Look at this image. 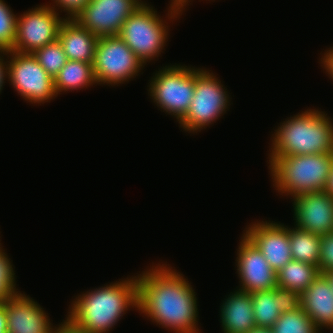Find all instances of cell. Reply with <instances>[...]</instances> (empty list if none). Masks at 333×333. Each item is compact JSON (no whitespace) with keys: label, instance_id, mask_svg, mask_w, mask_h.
Instances as JSON below:
<instances>
[{"label":"cell","instance_id":"obj_1","mask_svg":"<svg viewBox=\"0 0 333 333\" xmlns=\"http://www.w3.org/2000/svg\"><path fill=\"white\" fill-rule=\"evenodd\" d=\"M157 264L137 274V311L173 333H201L195 289L169 264Z\"/></svg>","mask_w":333,"mask_h":333},{"label":"cell","instance_id":"obj_2","mask_svg":"<svg viewBox=\"0 0 333 333\" xmlns=\"http://www.w3.org/2000/svg\"><path fill=\"white\" fill-rule=\"evenodd\" d=\"M120 280L77 295L66 319L85 333H109L130 308H138L137 276Z\"/></svg>","mask_w":333,"mask_h":333},{"label":"cell","instance_id":"obj_3","mask_svg":"<svg viewBox=\"0 0 333 333\" xmlns=\"http://www.w3.org/2000/svg\"><path fill=\"white\" fill-rule=\"evenodd\" d=\"M333 120L319 109L285 119L271 138L269 162L275 156L333 153Z\"/></svg>","mask_w":333,"mask_h":333},{"label":"cell","instance_id":"obj_4","mask_svg":"<svg viewBox=\"0 0 333 333\" xmlns=\"http://www.w3.org/2000/svg\"><path fill=\"white\" fill-rule=\"evenodd\" d=\"M333 153L275 156L269 164L273 187L291 196L324 191L330 175Z\"/></svg>","mask_w":333,"mask_h":333},{"label":"cell","instance_id":"obj_5","mask_svg":"<svg viewBox=\"0 0 333 333\" xmlns=\"http://www.w3.org/2000/svg\"><path fill=\"white\" fill-rule=\"evenodd\" d=\"M168 27L155 8L144 2L125 20L118 35L145 66L165 49Z\"/></svg>","mask_w":333,"mask_h":333},{"label":"cell","instance_id":"obj_6","mask_svg":"<svg viewBox=\"0 0 333 333\" xmlns=\"http://www.w3.org/2000/svg\"><path fill=\"white\" fill-rule=\"evenodd\" d=\"M211 70L195 68V91L185 116L179 121L183 131L200 132L214 124L230 106L227 89ZM224 86V87H223Z\"/></svg>","mask_w":333,"mask_h":333},{"label":"cell","instance_id":"obj_7","mask_svg":"<svg viewBox=\"0 0 333 333\" xmlns=\"http://www.w3.org/2000/svg\"><path fill=\"white\" fill-rule=\"evenodd\" d=\"M148 83L153 103L179 122L186 114L195 91V67L166 65Z\"/></svg>","mask_w":333,"mask_h":333},{"label":"cell","instance_id":"obj_8","mask_svg":"<svg viewBox=\"0 0 333 333\" xmlns=\"http://www.w3.org/2000/svg\"><path fill=\"white\" fill-rule=\"evenodd\" d=\"M144 64L119 35L98 38L93 69L97 84L115 86L131 81Z\"/></svg>","mask_w":333,"mask_h":333},{"label":"cell","instance_id":"obj_9","mask_svg":"<svg viewBox=\"0 0 333 333\" xmlns=\"http://www.w3.org/2000/svg\"><path fill=\"white\" fill-rule=\"evenodd\" d=\"M7 81L22 98L31 104H44L55 99L54 79L32 53L8 51Z\"/></svg>","mask_w":333,"mask_h":333},{"label":"cell","instance_id":"obj_10","mask_svg":"<svg viewBox=\"0 0 333 333\" xmlns=\"http://www.w3.org/2000/svg\"><path fill=\"white\" fill-rule=\"evenodd\" d=\"M49 4L37 5L17 15L16 37L12 50L19 53H34L37 49L58 40L65 18L60 17Z\"/></svg>","mask_w":333,"mask_h":333},{"label":"cell","instance_id":"obj_11","mask_svg":"<svg viewBox=\"0 0 333 333\" xmlns=\"http://www.w3.org/2000/svg\"><path fill=\"white\" fill-rule=\"evenodd\" d=\"M144 2L142 0H90L74 20L98 38L118 35L125 20Z\"/></svg>","mask_w":333,"mask_h":333},{"label":"cell","instance_id":"obj_12","mask_svg":"<svg viewBox=\"0 0 333 333\" xmlns=\"http://www.w3.org/2000/svg\"><path fill=\"white\" fill-rule=\"evenodd\" d=\"M240 240L235 260L240 286L236 288L248 293L274 289L277 286L276 272L244 234Z\"/></svg>","mask_w":333,"mask_h":333},{"label":"cell","instance_id":"obj_13","mask_svg":"<svg viewBox=\"0 0 333 333\" xmlns=\"http://www.w3.org/2000/svg\"><path fill=\"white\" fill-rule=\"evenodd\" d=\"M243 234L260 250L276 273L292 260L288 226L257 220L249 223Z\"/></svg>","mask_w":333,"mask_h":333},{"label":"cell","instance_id":"obj_14","mask_svg":"<svg viewBox=\"0 0 333 333\" xmlns=\"http://www.w3.org/2000/svg\"><path fill=\"white\" fill-rule=\"evenodd\" d=\"M295 226L320 236L333 232V197L325 191L291 198Z\"/></svg>","mask_w":333,"mask_h":333},{"label":"cell","instance_id":"obj_15","mask_svg":"<svg viewBox=\"0 0 333 333\" xmlns=\"http://www.w3.org/2000/svg\"><path fill=\"white\" fill-rule=\"evenodd\" d=\"M6 311V333H53L48 313L24 292L2 304Z\"/></svg>","mask_w":333,"mask_h":333},{"label":"cell","instance_id":"obj_16","mask_svg":"<svg viewBox=\"0 0 333 333\" xmlns=\"http://www.w3.org/2000/svg\"><path fill=\"white\" fill-rule=\"evenodd\" d=\"M250 294L256 326L271 328L282 313L291 312L300 307V295L279 286L272 290Z\"/></svg>","mask_w":333,"mask_h":333},{"label":"cell","instance_id":"obj_17","mask_svg":"<svg viewBox=\"0 0 333 333\" xmlns=\"http://www.w3.org/2000/svg\"><path fill=\"white\" fill-rule=\"evenodd\" d=\"M300 300V306L320 331L333 330V290L326 274L319 273Z\"/></svg>","mask_w":333,"mask_h":333},{"label":"cell","instance_id":"obj_18","mask_svg":"<svg viewBox=\"0 0 333 333\" xmlns=\"http://www.w3.org/2000/svg\"><path fill=\"white\" fill-rule=\"evenodd\" d=\"M225 297L219 314L223 333H247L254 328L251 294L236 289Z\"/></svg>","mask_w":333,"mask_h":333},{"label":"cell","instance_id":"obj_19","mask_svg":"<svg viewBox=\"0 0 333 333\" xmlns=\"http://www.w3.org/2000/svg\"><path fill=\"white\" fill-rule=\"evenodd\" d=\"M58 41L68 60L93 63L98 37L81 27L75 20H64L59 30Z\"/></svg>","mask_w":333,"mask_h":333},{"label":"cell","instance_id":"obj_20","mask_svg":"<svg viewBox=\"0 0 333 333\" xmlns=\"http://www.w3.org/2000/svg\"><path fill=\"white\" fill-rule=\"evenodd\" d=\"M97 85L94 75L93 63L68 60L65 66L54 78V89L58 94L72 90L88 88Z\"/></svg>","mask_w":333,"mask_h":333},{"label":"cell","instance_id":"obj_21","mask_svg":"<svg viewBox=\"0 0 333 333\" xmlns=\"http://www.w3.org/2000/svg\"><path fill=\"white\" fill-rule=\"evenodd\" d=\"M319 273V268L315 265L291 260L276 273L277 286L301 295Z\"/></svg>","mask_w":333,"mask_h":333},{"label":"cell","instance_id":"obj_22","mask_svg":"<svg viewBox=\"0 0 333 333\" xmlns=\"http://www.w3.org/2000/svg\"><path fill=\"white\" fill-rule=\"evenodd\" d=\"M289 242L292 260L309 263L318 267L321 236L294 226L289 228Z\"/></svg>","mask_w":333,"mask_h":333},{"label":"cell","instance_id":"obj_23","mask_svg":"<svg viewBox=\"0 0 333 333\" xmlns=\"http://www.w3.org/2000/svg\"><path fill=\"white\" fill-rule=\"evenodd\" d=\"M271 328L273 333H322L301 306L282 313Z\"/></svg>","mask_w":333,"mask_h":333},{"label":"cell","instance_id":"obj_24","mask_svg":"<svg viewBox=\"0 0 333 333\" xmlns=\"http://www.w3.org/2000/svg\"><path fill=\"white\" fill-rule=\"evenodd\" d=\"M33 55L53 79L68 61L63 47L58 40L37 49Z\"/></svg>","mask_w":333,"mask_h":333},{"label":"cell","instance_id":"obj_25","mask_svg":"<svg viewBox=\"0 0 333 333\" xmlns=\"http://www.w3.org/2000/svg\"><path fill=\"white\" fill-rule=\"evenodd\" d=\"M17 14L0 0V51H12L16 37Z\"/></svg>","mask_w":333,"mask_h":333},{"label":"cell","instance_id":"obj_26","mask_svg":"<svg viewBox=\"0 0 333 333\" xmlns=\"http://www.w3.org/2000/svg\"><path fill=\"white\" fill-rule=\"evenodd\" d=\"M4 251V249L0 251V305L21 293L17 291L18 288L16 289L12 261Z\"/></svg>","mask_w":333,"mask_h":333},{"label":"cell","instance_id":"obj_27","mask_svg":"<svg viewBox=\"0 0 333 333\" xmlns=\"http://www.w3.org/2000/svg\"><path fill=\"white\" fill-rule=\"evenodd\" d=\"M318 268L321 274L333 272V232L321 236Z\"/></svg>","mask_w":333,"mask_h":333},{"label":"cell","instance_id":"obj_28","mask_svg":"<svg viewBox=\"0 0 333 333\" xmlns=\"http://www.w3.org/2000/svg\"><path fill=\"white\" fill-rule=\"evenodd\" d=\"M50 7L56 12L60 9V12H67L65 19L74 20L86 7L90 0H52ZM53 4V5H51ZM58 7V8H57ZM67 15V16H66Z\"/></svg>","mask_w":333,"mask_h":333},{"label":"cell","instance_id":"obj_29","mask_svg":"<svg viewBox=\"0 0 333 333\" xmlns=\"http://www.w3.org/2000/svg\"><path fill=\"white\" fill-rule=\"evenodd\" d=\"M171 4L168 8V13L166 14L170 21L177 20L176 18H180V15H182L183 11L186 10L185 7L189 5L191 0H170ZM184 9V10H183ZM173 19V20H172Z\"/></svg>","mask_w":333,"mask_h":333},{"label":"cell","instance_id":"obj_30","mask_svg":"<svg viewBox=\"0 0 333 333\" xmlns=\"http://www.w3.org/2000/svg\"><path fill=\"white\" fill-rule=\"evenodd\" d=\"M321 65L324 70H326V73L330 76L333 80V47L326 49L321 57Z\"/></svg>","mask_w":333,"mask_h":333},{"label":"cell","instance_id":"obj_31","mask_svg":"<svg viewBox=\"0 0 333 333\" xmlns=\"http://www.w3.org/2000/svg\"><path fill=\"white\" fill-rule=\"evenodd\" d=\"M7 55V51H0V93L3 90V86L6 83L4 80H6L7 74H8V56L4 58V56ZM6 61H5V60Z\"/></svg>","mask_w":333,"mask_h":333},{"label":"cell","instance_id":"obj_32","mask_svg":"<svg viewBox=\"0 0 333 333\" xmlns=\"http://www.w3.org/2000/svg\"><path fill=\"white\" fill-rule=\"evenodd\" d=\"M53 333H85L76 328L68 319L65 318L57 327H54Z\"/></svg>","mask_w":333,"mask_h":333},{"label":"cell","instance_id":"obj_33","mask_svg":"<svg viewBox=\"0 0 333 333\" xmlns=\"http://www.w3.org/2000/svg\"><path fill=\"white\" fill-rule=\"evenodd\" d=\"M7 322H6V311L5 308L0 305V333H6Z\"/></svg>","mask_w":333,"mask_h":333},{"label":"cell","instance_id":"obj_34","mask_svg":"<svg viewBox=\"0 0 333 333\" xmlns=\"http://www.w3.org/2000/svg\"><path fill=\"white\" fill-rule=\"evenodd\" d=\"M324 191L333 197V162H332V166H331L330 175H329V178L327 181V185H326Z\"/></svg>","mask_w":333,"mask_h":333},{"label":"cell","instance_id":"obj_35","mask_svg":"<svg viewBox=\"0 0 333 333\" xmlns=\"http://www.w3.org/2000/svg\"><path fill=\"white\" fill-rule=\"evenodd\" d=\"M247 333H273V331L270 327L255 326Z\"/></svg>","mask_w":333,"mask_h":333},{"label":"cell","instance_id":"obj_36","mask_svg":"<svg viewBox=\"0 0 333 333\" xmlns=\"http://www.w3.org/2000/svg\"><path fill=\"white\" fill-rule=\"evenodd\" d=\"M328 276V279L330 281L332 290H333V272L326 274Z\"/></svg>","mask_w":333,"mask_h":333},{"label":"cell","instance_id":"obj_37","mask_svg":"<svg viewBox=\"0 0 333 333\" xmlns=\"http://www.w3.org/2000/svg\"><path fill=\"white\" fill-rule=\"evenodd\" d=\"M0 241H1V240H0ZM1 250H3V247H2V245H1V243H0V251H1Z\"/></svg>","mask_w":333,"mask_h":333}]
</instances>
